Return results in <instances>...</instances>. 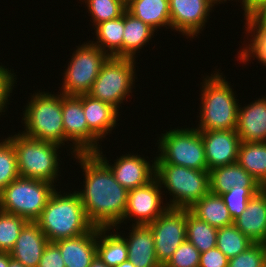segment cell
I'll list each match as a JSON object with an SVG mask.
<instances>
[{
	"mask_svg": "<svg viewBox=\"0 0 266 267\" xmlns=\"http://www.w3.org/2000/svg\"><path fill=\"white\" fill-rule=\"evenodd\" d=\"M74 157L85 172L84 189H80L78 194L87 219L94 227H119L129 191L114 178L112 170L95 153H78Z\"/></svg>",
	"mask_w": 266,
	"mask_h": 267,
	"instance_id": "cell-1",
	"label": "cell"
},
{
	"mask_svg": "<svg viewBox=\"0 0 266 267\" xmlns=\"http://www.w3.org/2000/svg\"><path fill=\"white\" fill-rule=\"evenodd\" d=\"M35 222L49 242L77 237L93 227L85 215L78 191L62 196L54 190Z\"/></svg>",
	"mask_w": 266,
	"mask_h": 267,
	"instance_id": "cell-2",
	"label": "cell"
},
{
	"mask_svg": "<svg viewBox=\"0 0 266 267\" xmlns=\"http://www.w3.org/2000/svg\"><path fill=\"white\" fill-rule=\"evenodd\" d=\"M202 85L200 124L198 130H236L239 104L229 83L220 73Z\"/></svg>",
	"mask_w": 266,
	"mask_h": 267,
	"instance_id": "cell-3",
	"label": "cell"
},
{
	"mask_svg": "<svg viewBox=\"0 0 266 267\" xmlns=\"http://www.w3.org/2000/svg\"><path fill=\"white\" fill-rule=\"evenodd\" d=\"M16 153L20 177L54 184L58 178V152L61 146L28 137L23 133L8 137Z\"/></svg>",
	"mask_w": 266,
	"mask_h": 267,
	"instance_id": "cell-4",
	"label": "cell"
},
{
	"mask_svg": "<svg viewBox=\"0 0 266 267\" xmlns=\"http://www.w3.org/2000/svg\"><path fill=\"white\" fill-rule=\"evenodd\" d=\"M26 110L23 111L24 135L64 145V126L62 121V94L54 95L45 92L36 93Z\"/></svg>",
	"mask_w": 266,
	"mask_h": 267,
	"instance_id": "cell-5",
	"label": "cell"
},
{
	"mask_svg": "<svg viewBox=\"0 0 266 267\" xmlns=\"http://www.w3.org/2000/svg\"><path fill=\"white\" fill-rule=\"evenodd\" d=\"M155 178L170 191L173 199L164 205L171 208L188 209L210 191L208 170L155 164Z\"/></svg>",
	"mask_w": 266,
	"mask_h": 267,
	"instance_id": "cell-6",
	"label": "cell"
},
{
	"mask_svg": "<svg viewBox=\"0 0 266 267\" xmlns=\"http://www.w3.org/2000/svg\"><path fill=\"white\" fill-rule=\"evenodd\" d=\"M54 190L50 182L18 177L0 192V210L35 222Z\"/></svg>",
	"mask_w": 266,
	"mask_h": 267,
	"instance_id": "cell-7",
	"label": "cell"
},
{
	"mask_svg": "<svg viewBox=\"0 0 266 267\" xmlns=\"http://www.w3.org/2000/svg\"><path fill=\"white\" fill-rule=\"evenodd\" d=\"M162 135L158 140L161 153L154 159L155 164L208 170L201 133L197 128H177Z\"/></svg>",
	"mask_w": 266,
	"mask_h": 267,
	"instance_id": "cell-8",
	"label": "cell"
},
{
	"mask_svg": "<svg viewBox=\"0 0 266 267\" xmlns=\"http://www.w3.org/2000/svg\"><path fill=\"white\" fill-rule=\"evenodd\" d=\"M135 59L109 57L88 93L91 97L110 104L117 111L119 105L130 95L135 81Z\"/></svg>",
	"mask_w": 266,
	"mask_h": 267,
	"instance_id": "cell-9",
	"label": "cell"
},
{
	"mask_svg": "<svg viewBox=\"0 0 266 267\" xmlns=\"http://www.w3.org/2000/svg\"><path fill=\"white\" fill-rule=\"evenodd\" d=\"M109 57L108 52L91 42L78 46L64 73L61 93L65 96L88 94Z\"/></svg>",
	"mask_w": 266,
	"mask_h": 267,
	"instance_id": "cell-10",
	"label": "cell"
},
{
	"mask_svg": "<svg viewBox=\"0 0 266 267\" xmlns=\"http://www.w3.org/2000/svg\"><path fill=\"white\" fill-rule=\"evenodd\" d=\"M186 216L187 208L168 207L147 225L153 233L156 256L162 267L186 240Z\"/></svg>",
	"mask_w": 266,
	"mask_h": 267,
	"instance_id": "cell-11",
	"label": "cell"
},
{
	"mask_svg": "<svg viewBox=\"0 0 266 267\" xmlns=\"http://www.w3.org/2000/svg\"><path fill=\"white\" fill-rule=\"evenodd\" d=\"M62 121L64 142L72 141V155L96 153L100 147L99 138L88 128L82 107V95L65 96L62 94ZM99 148V149H98Z\"/></svg>",
	"mask_w": 266,
	"mask_h": 267,
	"instance_id": "cell-12",
	"label": "cell"
},
{
	"mask_svg": "<svg viewBox=\"0 0 266 267\" xmlns=\"http://www.w3.org/2000/svg\"><path fill=\"white\" fill-rule=\"evenodd\" d=\"M161 188L159 181L154 178L147 185L129 190L122 222L136 217L135 225H148L159 217L168 208L161 206Z\"/></svg>",
	"mask_w": 266,
	"mask_h": 267,
	"instance_id": "cell-13",
	"label": "cell"
},
{
	"mask_svg": "<svg viewBox=\"0 0 266 267\" xmlns=\"http://www.w3.org/2000/svg\"><path fill=\"white\" fill-rule=\"evenodd\" d=\"M214 4L213 0H169L171 29L190 38L197 36Z\"/></svg>",
	"mask_w": 266,
	"mask_h": 267,
	"instance_id": "cell-14",
	"label": "cell"
},
{
	"mask_svg": "<svg viewBox=\"0 0 266 267\" xmlns=\"http://www.w3.org/2000/svg\"><path fill=\"white\" fill-rule=\"evenodd\" d=\"M208 171L237 162L240 138L236 130H199Z\"/></svg>",
	"mask_w": 266,
	"mask_h": 267,
	"instance_id": "cell-15",
	"label": "cell"
},
{
	"mask_svg": "<svg viewBox=\"0 0 266 267\" xmlns=\"http://www.w3.org/2000/svg\"><path fill=\"white\" fill-rule=\"evenodd\" d=\"M111 170L114 178L128 191L147 185L155 178V163H150L140 155L120 156L110 165L100 149L95 153Z\"/></svg>",
	"mask_w": 266,
	"mask_h": 267,
	"instance_id": "cell-16",
	"label": "cell"
},
{
	"mask_svg": "<svg viewBox=\"0 0 266 267\" xmlns=\"http://www.w3.org/2000/svg\"><path fill=\"white\" fill-rule=\"evenodd\" d=\"M233 224L254 243L266 244V187L249 199L247 208Z\"/></svg>",
	"mask_w": 266,
	"mask_h": 267,
	"instance_id": "cell-17",
	"label": "cell"
},
{
	"mask_svg": "<svg viewBox=\"0 0 266 267\" xmlns=\"http://www.w3.org/2000/svg\"><path fill=\"white\" fill-rule=\"evenodd\" d=\"M48 238L36 222L29 221L21 230L10 256L25 267H38Z\"/></svg>",
	"mask_w": 266,
	"mask_h": 267,
	"instance_id": "cell-18",
	"label": "cell"
},
{
	"mask_svg": "<svg viewBox=\"0 0 266 267\" xmlns=\"http://www.w3.org/2000/svg\"><path fill=\"white\" fill-rule=\"evenodd\" d=\"M62 255L65 267H89L97 252V227L73 238L54 242Z\"/></svg>",
	"mask_w": 266,
	"mask_h": 267,
	"instance_id": "cell-19",
	"label": "cell"
},
{
	"mask_svg": "<svg viewBox=\"0 0 266 267\" xmlns=\"http://www.w3.org/2000/svg\"><path fill=\"white\" fill-rule=\"evenodd\" d=\"M236 132L241 142H266V97L238 108Z\"/></svg>",
	"mask_w": 266,
	"mask_h": 267,
	"instance_id": "cell-20",
	"label": "cell"
},
{
	"mask_svg": "<svg viewBox=\"0 0 266 267\" xmlns=\"http://www.w3.org/2000/svg\"><path fill=\"white\" fill-rule=\"evenodd\" d=\"M132 231L129 238H125L128 247V260L135 267H162L158 262L154 237L147 225L132 224Z\"/></svg>",
	"mask_w": 266,
	"mask_h": 267,
	"instance_id": "cell-21",
	"label": "cell"
},
{
	"mask_svg": "<svg viewBox=\"0 0 266 267\" xmlns=\"http://www.w3.org/2000/svg\"><path fill=\"white\" fill-rule=\"evenodd\" d=\"M210 192L221 195L231 188H263L260 183L252 177L237 162L214 168L209 171Z\"/></svg>",
	"mask_w": 266,
	"mask_h": 267,
	"instance_id": "cell-22",
	"label": "cell"
},
{
	"mask_svg": "<svg viewBox=\"0 0 266 267\" xmlns=\"http://www.w3.org/2000/svg\"><path fill=\"white\" fill-rule=\"evenodd\" d=\"M82 107L88 128L99 139L104 138L116 126L119 112L110 104L82 94Z\"/></svg>",
	"mask_w": 266,
	"mask_h": 267,
	"instance_id": "cell-23",
	"label": "cell"
},
{
	"mask_svg": "<svg viewBox=\"0 0 266 267\" xmlns=\"http://www.w3.org/2000/svg\"><path fill=\"white\" fill-rule=\"evenodd\" d=\"M126 8L153 30L161 26L171 27L169 0H129Z\"/></svg>",
	"mask_w": 266,
	"mask_h": 267,
	"instance_id": "cell-24",
	"label": "cell"
},
{
	"mask_svg": "<svg viewBox=\"0 0 266 267\" xmlns=\"http://www.w3.org/2000/svg\"><path fill=\"white\" fill-rule=\"evenodd\" d=\"M188 209L198 219L216 228L233 224V219L221 196L210 191Z\"/></svg>",
	"mask_w": 266,
	"mask_h": 267,
	"instance_id": "cell-25",
	"label": "cell"
},
{
	"mask_svg": "<svg viewBox=\"0 0 266 267\" xmlns=\"http://www.w3.org/2000/svg\"><path fill=\"white\" fill-rule=\"evenodd\" d=\"M237 163L266 187V142H241Z\"/></svg>",
	"mask_w": 266,
	"mask_h": 267,
	"instance_id": "cell-26",
	"label": "cell"
},
{
	"mask_svg": "<svg viewBox=\"0 0 266 267\" xmlns=\"http://www.w3.org/2000/svg\"><path fill=\"white\" fill-rule=\"evenodd\" d=\"M155 30L127 10L124 12L123 58L135 59L136 51L152 38Z\"/></svg>",
	"mask_w": 266,
	"mask_h": 267,
	"instance_id": "cell-27",
	"label": "cell"
},
{
	"mask_svg": "<svg viewBox=\"0 0 266 267\" xmlns=\"http://www.w3.org/2000/svg\"><path fill=\"white\" fill-rule=\"evenodd\" d=\"M112 228L97 227L96 255L109 267H115L128 260V247L120 234L107 235Z\"/></svg>",
	"mask_w": 266,
	"mask_h": 267,
	"instance_id": "cell-28",
	"label": "cell"
},
{
	"mask_svg": "<svg viewBox=\"0 0 266 267\" xmlns=\"http://www.w3.org/2000/svg\"><path fill=\"white\" fill-rule=\"evenodd\" d=\"M96 27L98 41L91 43L107 52L110 57H123L124 14L116 19L102 22ZM94 42V43H93ZM108 48L106 50V48Z\"/></svg>",
	"mask_w": 266,
	"mask_h": 267,
	"instance_id": "cell-29",
	"label": "cell"
},
{
	"mask_svg": "<svg viewBox=\"0 0 266 267\" xmlns=\"http://www.w3.org/2000/svg\"><path fill=\"white\" fill-rule=\"evenodd\" d=\"M217 230L218 228L198 219L187 209L186 240L192 243L200 253L216 247Z\"/></svg>",
	"mask_w": 266,
	"mask_h": 267,
	"instance_id": "cell-30",
	"label": "cell"
},
{
	"mask_svg": "<svg viewBox=\"0 0 266 267\" xmlns=\"http://www.w3.org/2000/svg\"><path fill=\"white\" fill-rule=\"evenodd\" d=\"M253 243L234 224L220 227L217 230L216 247L228 259L244 252Z\"/></svg>",
	"mask_w": 266,
	"mask_h": 267,
	"instance_id": "cell-31",
	"label": "cell"
},
{
	"mask_svg": "<svg viewBox=\"0 0 266 267\" xmlns=\"http://www.w3.org/2000/svg\"><path fill=\"white\" fill-rule=\"evenodd\" d=\"M245 20L247 33H252L254 37L250 40L251 43L240 51L238 58L243 63H247L249 57H256L266 66V30L262 29L251 17H246Z\"/></svg>",
	"mask_w": 266,
	"mask_h": 267,
	"instance_id": "cell-32",
	"label": "cell"
},
{
	"mask_svg": "<svg viewBox=\"0 0 266 267\" xmlns=\"http://www.w3.org/2000/svg\"><path fill=\"white\" fill-rule=\"evenodd\" d=\"M28 222L21 216L0 210V252H10Z\"/></svg>",
	"mask_w": 266,
	"mask_h": 267,
	"instance_id": "cell-33",
	"label": "cell"
},
{
	"mask_svg": "<svg viewBox=\"0 0 266 267\" xmlns=\"http://www.w3.org/2000/svg\"><path fill=\"white\" fill-rule=\"evenodd\" d=\"M87 4L94 26L112 19H116L127 10L122 0H84Z\"/></svg>",
	"mask_w": 266,
	"mask_h": 267,
	"instance_id": "cell-34",
	"label": "cell"
},
{
	"mask_svg": "<svg viewBox=\"0 0 266 267\" xmlns=\"http://www.w3.org/2000/svg\"><path fill=\"white\" fill-rule=\"evenodd\" d=\"M20 177L16 153L10 140L0 142V192L12 181Z\"/></svg>",
	"mask_w": 266,
	"mask_h": 267,
	"instance_id": "cell-35",
	"label": "cell"
},
{
	"mask_svg": "<svg viewBox=\"0 0 266 267\" xmlns=\"http://www.w3.org/2000/svg\"><path fill=\"white\" fill-rule=\"evenodd\" d=\"M260 189L261 188H236V186H234L228 192L220 195L233 220L247 208L249 199Z\"/></svg>",
	"mask_w": 266,
	"mask_h": 267,
	"instance_id": "cell-36",
	"label": "cell"
},
{
	"mask_svg": "<svg viewBox=\"0 0 266 267\" xmlns=\"http://www.w3.org/2000/svg\"><path fill=\"white\" fill-rule=\"evenodd\" d=\"M266 244L253 243L244 252L230 258L228 267H265Z\"/></svg>",
	"mask_w": 266,
	"mask_h": 267,
	"instance_id": "cell-37",
	"label": "cell"
},
{
	"mask_svg": "<svg viewBox=\"0 0 266 267\" xmlns=\"http://www.w3.org/2000/svg\"><path fill=\"white\" fill-rule=\"evenodd\" d=\"M199 264V250L192 243L185 240L163 267H199Z\"/></svg>",
	"mask_w": 266,
	"mask_h": 267,
	"instance_id": "cell-38",
	"label": "cell"
},
{
	"mask_svg": "<svg viewBox=\"0 0 266 267\" xmlns=\"http://www.w3.org/2000/svg\"><path fill=\"white\" fill-rule=\"evenodd\" d=\"M14 74L11 73V69L8 70L7 68L0 66V112L3 111L4 107L8 102V97L10 93H12V87H14V83L16 78H14Z\"/></svg>",
	"mask_w": 266,
	"mask_h": 267,
	"instance_id": "cell-39",
	"label": "cell"
},
{
	"mask_svg": "<svg viewBox=\"0 0 266 267\" xmlns=\"http://www.w3.org/2000/svg\"><path fill=\"white\" fill-rule=\"evenodd\" d=\"M38 267H65L61 252L54 242L46 245Z\"/></svg>",
	"mask_w": 266,
	"mask_h": 267,
	"instance_id": "cell-40",
	"label": "cell"
},
{
	"mask_svg": "<svg viewBox=\"0 0 266 267\" xmlns=\"http://www.w3.org/2000/svg\"><path fill=\"white\" fill-rule=\"evenodd\" d=\"M229 259L217 248L200 253L199 267H228Z\"/></svg>",
	"mask_w": 266,
	"mask_h": 267,
	"instance_id": "cell-41",
	"label": "cell"
},
{
	"mask_svg": "<svg viewBox=\"0 0 266 267\" xmlns=\"http://www.w3.org/2000/svg\"><path fill=\"white\" fill-rule=\"evenodd\" d=\"M266 0H242L243 10L246 17H250L256 10H258Z\"/></svg>",
	"mask_w": 266,
	"mask_h": 267,
	"instance_id": "cell-42",
	"label": "cell"
},
{
	"mask_svg": "<svg viewBox=\"0 0 266 267\" xmlns=\"http://www.w3.org/2000/svg\"><path fill=\"white\" fill-rule=\"evenodd\" d=\"M262 29L266 30V3L250 16Z\"/></svg>",
	"mask_w": 266,
	"mask_h": 267,
	"instance_id": "cell-43",
	"label": "cell"
},
{
	"mask_svg": "<svg viewBox=\"0 0 266 267\" xmlns=\"http://www.w3.org/2000/svg\"><path fill=\"white\" fill-rule=\"evenodd\" d=\"M10 258L9 252H0V267H8Z\"/></svg>",
	"mask_w": 266,
	"mask_h": 267,
	"instance_id": "cell-44",
	"label": "cell"
},
{
	"mask_svg": "<svg viewBox=\"0 0 266 267\" xmlns=\"http://www.w3.org/2000/svg\"><path fill=\"white\" fill-rule=\"evenodd\" d=\"M89 267H109L107 266L97 255L95 258L91 261V264Z\"/></svg>",
	"mask_w": 266,
	"mask_h": 267,
	"instance_id": "cell-45",
	"label": "cell"
},
{
	"mask_svg": "<svg viewBox=\"0 0 266 267\" xmlns=\"http://www.w3.org/2000/svg\"><path fill=\"white\" fill-rule=\"evenodd\" d=\"M8 267H25L22 263L19 261L13 259L12 257L9 260V266Z\"/></svg>",
	"mask_w": 266,
	"mask_h": 267,
	"instance_id": "cell-46",
	"label": "cell"
},
{
	"mask_svg": "<svg viewBox=\"0 0 266 267\" xmlns=\"http://www.w3.org/2000/svg\"><path fill=\"white\" fill-rule=\"evenodd\" d=\"M115 267H135L130 260L124 261Z\"/></svg>",
	"mask_w": 266,
	"mask_h": 267,
	"instance_id": "cell-47",
	"label": "cell"
},
{
	"mask_svg": "<svg viewBox=\"0 0 266 267\" xmlns=\"http://www.w3.org/2000/svg\"><path fill=\"white\" fill-rule=\"evenodd\" d=\"M213 1L217 4V2H219V3H220V2H223V1L226 2L227 0H213Z\"/></svg>",
	"mask_w": 266,
	"mask_h": 267,
	"instance_id": "cell-48",
	"label": "cell"
},
{
	"mask_svg": "<svg viewBox=\"0 0 266 267\" xmlns=\"http://www.w3.org/2000/svg\"><path fill=\"white\" fill-rule=\"evenodd\" d=\"M122 1L125 2V3L127 4L129 0H122Z\"/></svg>",
	"mask_w": 266,
	"mask_h": 267,
	"instance_id": "cell-49",
	"label": "cell"
}]
</instances>
